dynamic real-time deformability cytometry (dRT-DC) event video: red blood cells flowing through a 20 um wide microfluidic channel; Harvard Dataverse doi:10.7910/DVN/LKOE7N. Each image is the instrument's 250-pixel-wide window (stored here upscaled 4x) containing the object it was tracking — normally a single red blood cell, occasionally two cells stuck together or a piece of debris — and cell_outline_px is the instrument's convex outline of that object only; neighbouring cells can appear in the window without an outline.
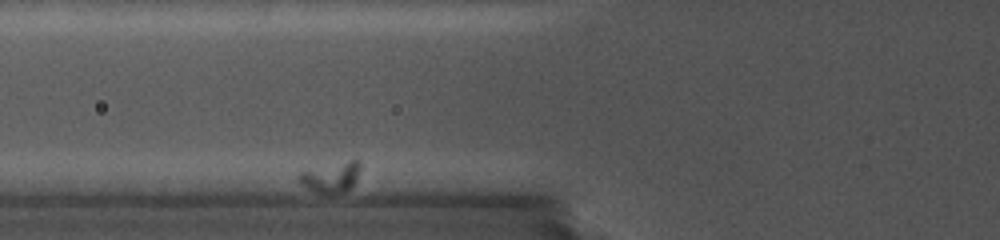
{"species": "common noctule bat (a hibernating species)", "species_latin": "Nyctalus noctula", "temperature_condition": "cold", "stored_images_in_passage": 59, "camera_frame_rate_fps": 5000, "um_per_image_px": 0.085, "animal": {"sex": "female", "body_mass_g": 19.0, "forearm_length_mm": 56.7}, "frame": {"image": 1, "passage_image": 6, "time_ms": 1.0, "image_size_px": [1000, 240], "cell_outline_px": [[360, 168], [356, 180], [344, 192], [316, 192], [300, 184], [296, 176], [300, 172], [348, 160], [360, 160]], "centroid_in_image_um": [28.12, 15.04], "position_along_channel_um": 97.7, "area_um2": 10.46}}
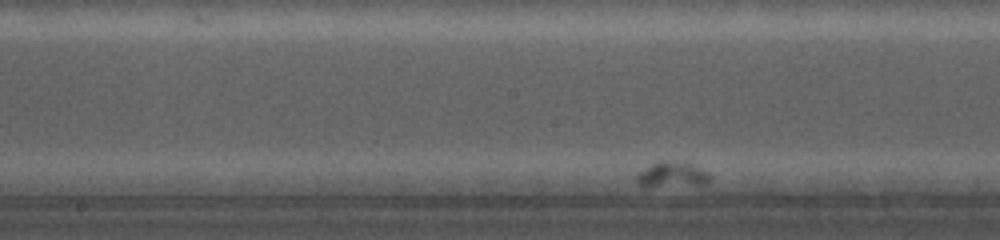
{"frame": {"image": 2, "passage_image": 28, "time_ms": 5.0, "image_size_px": [1000, 240], "cell_outline_px": [[712, 176], [704, 184], [640, 184], [636, 180], [636, 176], [640, 172], [656, 160], [676, 160], [692, 164], [708, 172]], "centroid_in_image_um": [57.17, 14.76], "position_along_channel_um": 191.0, "area_um2": 10.23}}